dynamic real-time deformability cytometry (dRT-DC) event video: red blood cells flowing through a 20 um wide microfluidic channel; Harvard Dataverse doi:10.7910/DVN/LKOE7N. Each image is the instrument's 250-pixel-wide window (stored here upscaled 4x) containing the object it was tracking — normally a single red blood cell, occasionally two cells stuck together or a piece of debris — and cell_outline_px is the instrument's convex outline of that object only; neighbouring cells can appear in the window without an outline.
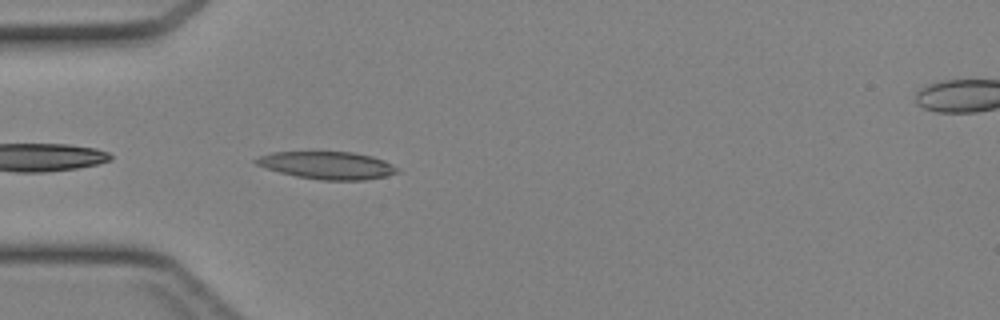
{"species": "Egyptian fruit bat (a non-hibernating species)", "species_latin": "Rousettus aegyptiacus", "temperature_condition": "cold", "stored_images_in_passage": 11, "camera_frame_rate_fps": 3000, "um_per_image_px": 0.085, "animal": {"sex": "female"}, "frame": {"image": 1, "passage_image": 2, "time_ms": 0.333, "image_size_px": [1000, 320], "cell_outline_px": [[400, 172], [384, 176], [364, 180], [320, 180], [296, 176], [280, 172], [256, 164], [252, 160], [256, 156], [272, 152], [352, 152], [372, 156], [384, 160], [400, 168]], "centroid_in_image_um": [27.82, 14.05], "position_along_channel_um": 57.2, "area_um2": 22.72}}
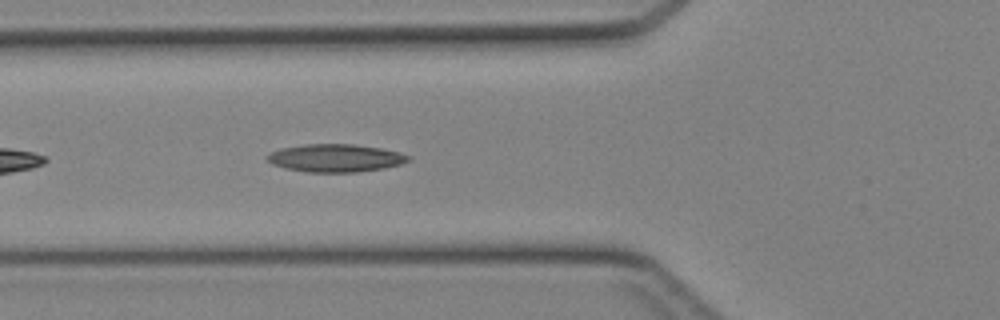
{"frame": {"image": 2, "passage_image": 5, "time_ms": 1.333, "image_size_px": [1000, 320], "cell_outline_px": [[412, 160], [400, 164], [384, 168], [356, 172], [308, 172], [284, 168], [272, 164], [264, 156], [268, 152], [280, 148], [304, 144], [352, 144], [380, 148], [400, 152], [412, 156]], "centroid_in_image_um": [28.5, 13.43], "position_along_channel_um": 97.3, "area_um2": 23.12}}
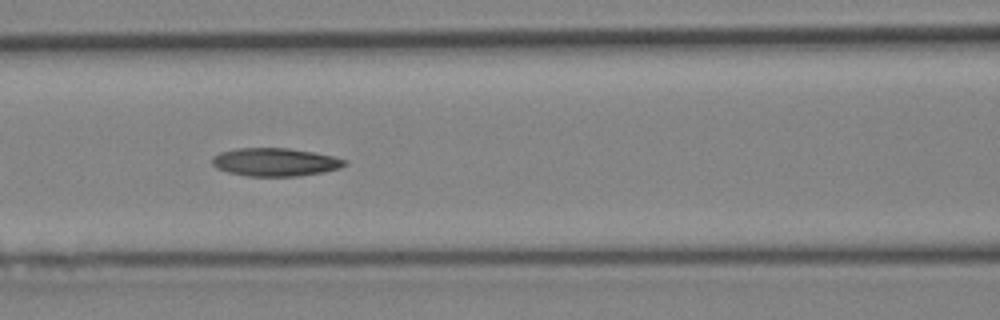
{"frame": {"image": 3, "passage_image": 8, "time_ms": 2.333, "image_size_px": [1000, 320], "cell_outline_px": [[348, 164], [340, 168], [324, 172], [296, 176], [248, 176], [228, 172], [216, 168], [212, 164], [212, 156], [220, 152], [236, 148], [288, 148], [312, 152], [332, 156], [348, 160]], "centroid_in_image_um": [23.39, 13.77], "position_along_channel_um": 143.2, "area_um2": 21.79}}